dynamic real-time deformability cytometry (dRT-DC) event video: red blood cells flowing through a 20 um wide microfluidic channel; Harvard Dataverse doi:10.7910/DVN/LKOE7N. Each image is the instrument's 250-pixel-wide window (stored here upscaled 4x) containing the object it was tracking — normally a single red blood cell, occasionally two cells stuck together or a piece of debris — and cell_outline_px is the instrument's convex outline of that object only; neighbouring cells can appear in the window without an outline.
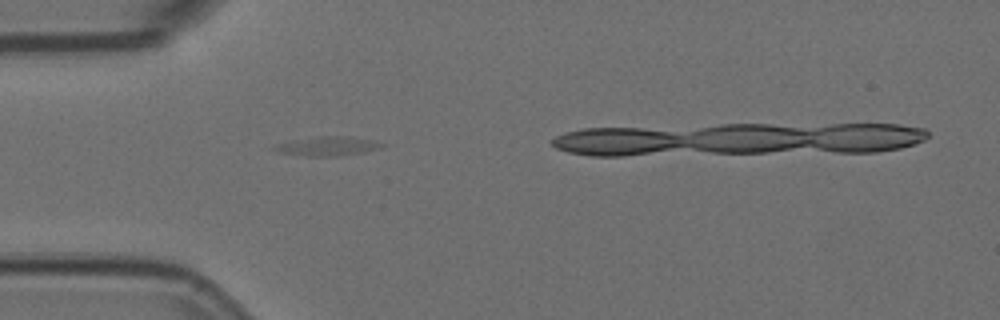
{"species": "Egyptian fruit bat (a non-hibernating species)", "species_latin": "Rousettus aegyptiacus", "temperature_condition": "room temperature", "stored_images_in_passage": 2, "camera_frame_rate_fps": 3000, "um_per_image_px": 0.085, "animal": {"sex": "female"}, "frame": {"image": 1, "passage_image": 1, "time_ms": 0.0, "image_size_px": [1000, 320], "cell_outline_px": [[384, 144], [376, 148], [364, 152], [336, 156], [308, 156], [280, 152], [268, 148], [276, 144], [292, 140], [316, 136], [340, 136], [372, 140]], "centroid_in_image_um": [27.73, 12.42], "position_along_channel_um": 57.3, "area_um2": 11.73}}